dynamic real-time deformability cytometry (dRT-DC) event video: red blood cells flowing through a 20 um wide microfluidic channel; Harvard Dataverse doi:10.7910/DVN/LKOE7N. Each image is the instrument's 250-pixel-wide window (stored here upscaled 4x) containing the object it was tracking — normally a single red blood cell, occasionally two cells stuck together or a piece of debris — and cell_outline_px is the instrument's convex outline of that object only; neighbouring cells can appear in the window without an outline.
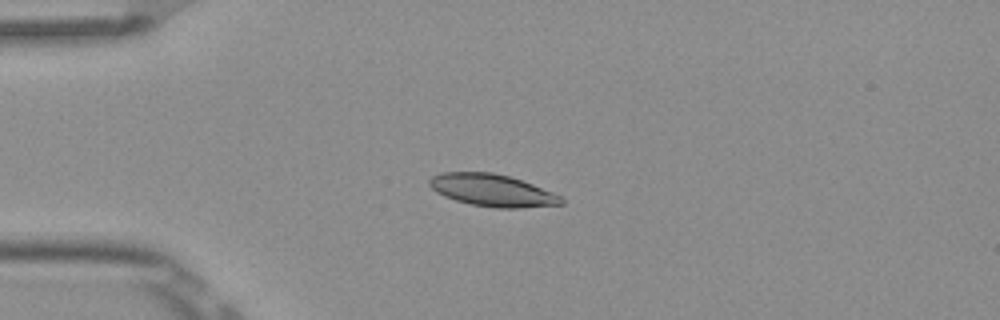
{"species": "Egyptian fruit bat (a non-hibernating species)", "species_latin": "Rousettus aegyptiacus", "temperature_condition": "room temperature", "stored_images_in_passage": 9, "camera_frame_rate_fps": 3000, "um_per_image_px": 0.085, "frame": {"image": 1, "passage_image": 3, "time_ms": 0.667, "image_size_px": [1000, 320], "cell_outline_px": [[564, 204], [520, 208], [496, 208], [472, 204], [456, 200], [444, 196], [436, 192], [428, 184], [428, 180], [432, 176], [440, 172], [492, 172], [508, 176], [532, 184], [552, 192], [560, 196], [564, 200]], "centroid_in_image_um": [41.82, 16.17], "position_along_channel_um": 43.2, "area_um2": 24.62}}
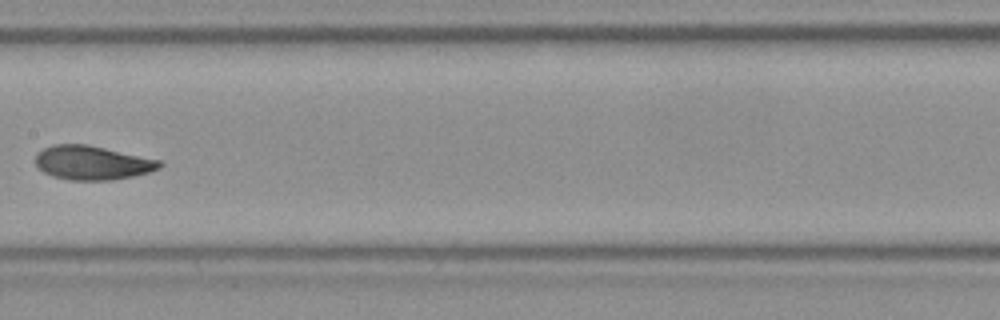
{"frame": {"image": 2, "passage_image": 7, "time_ms": 2.0, "image_size_px": [1000, 320], "cell_outline_px": [[164, 164], [160, 168], [148, 172], [132, 176], [112, 180], [72, 180], [52, 176], [44, 172], [36, 164], [36, 152], [52, 144], [88, 144], [160, 160]], "centroid_in_image_um": [7.84, 13.82], "position_along_channel_um": 199.6, "area_um2": 24.57}}
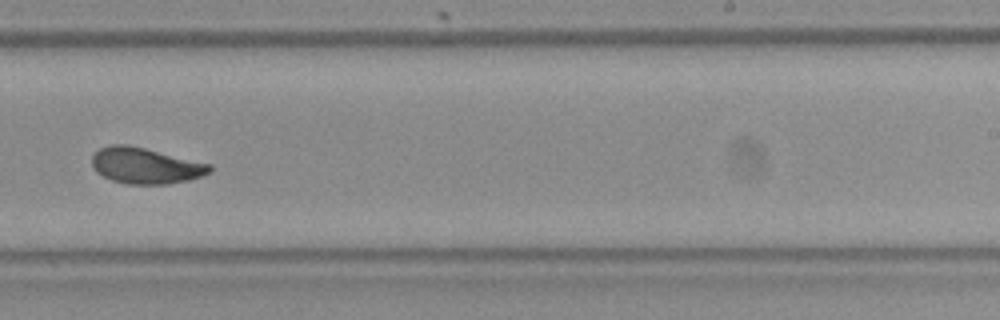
{"frame": {"image": 3, "passage_image": 9, "time_ms": 2.667, "image_size_px": [1000, 320], "cell_outline_px": [[212, 172], [188, 180], [168, 184], [128, 184], [112, 180], [96, 172], [92, 168], [92, 156], [100, 148], [112, 144], [128, 144], [212, 164]], "centroid_in_image_um": [12.37, 14.08], "position_along_channel_um": 276.6, "area_um2": 24.74}}